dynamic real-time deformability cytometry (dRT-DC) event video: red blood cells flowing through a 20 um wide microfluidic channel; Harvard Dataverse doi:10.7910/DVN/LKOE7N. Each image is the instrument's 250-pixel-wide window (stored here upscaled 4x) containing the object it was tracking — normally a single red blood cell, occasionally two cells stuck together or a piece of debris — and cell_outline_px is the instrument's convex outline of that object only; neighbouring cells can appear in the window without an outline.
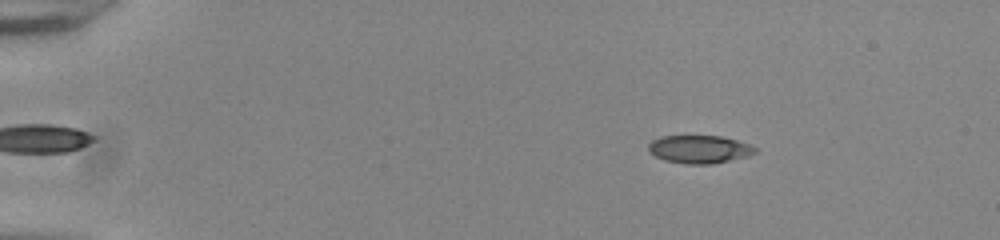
{"species": "common noctule bat (a hibernating species)", "species_latin": "Nyctalus noctula", "temperature_condition": "room temperature", "stored_images_in_passage": 54, "camera_frame_rate_fps": 3000, "um_per_image_px": 0.085, "animal": {"sex": "male", "body_mass_g": 20.0, "forearm_length_mm": 53.3}, "frame": {"image": 1, "passage_image": 9, "time_ms": 2.667, "image_size_px": [1000, 240], "cell_outline_px": [[756, 152], [748, 156], [708, 164], [688, 164], [664, 160], [648, 152], [648, 144], [652, 140], [660, 136], [720, 136], [736, 140], [748, 144], [756, 148]], "centroid_in_image_um": [59.4, 12.68], "position_along_channel_um": 25.6, "area_um2": 17.22}}
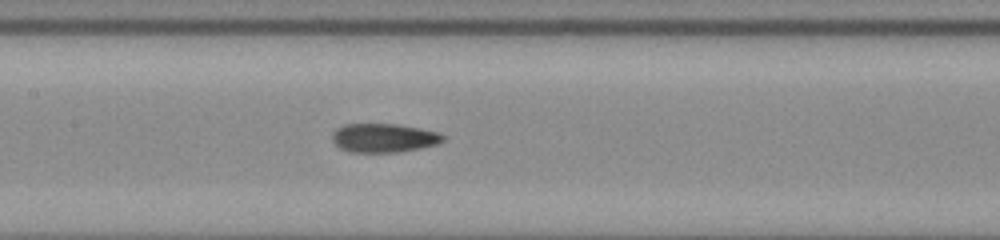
{"frame": {"image": 2, "passage_image": 28, "time_ms": 9.0, "image_size_px": [1000, 240], "cell_outline_px": [[444, 140], [436, 144], [420, 148], [400, 152], [348, 152], [340, 148], [332, 140], [332, 132], [336, 128], [344, 124], [396, 124], [420, 128], [440, 132], [444, 136]], "centroid_in_image_um": [32.61, 11.72], "position_along_channel_um": 174.8, "area_um2": 18.73}}
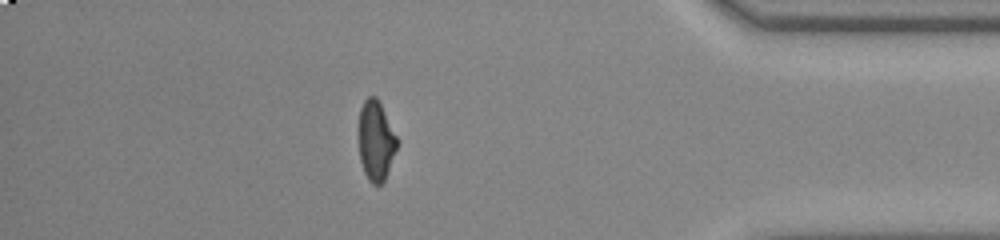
{"frame": {"image": 3, "passage_image": 48, "time_ms": 15.667, "image_size_px": [1000, 240], "cell_outline_px": [[396, 148], [384, 180], [380, 184], [372, 184], [368, 180], [364, 172], [360, 160], [356, 132], [360, 108], [364, 100], [368, 96], [376, 96], [396, 136]], "centroid_in_image_um": [31.87, 11.94], "position_along_channel_um": 403.3, "area_um2": 17.86}, "authors_computed_cell_mechanics": {"area_um2": 18.3226, "velocity_mm_per_s": 3.895, "shape_relaxation_time_tau1_ms": null, "shape_relaxation_time_tau2_ms": 1.5077, "deformation_change_tau1": null, "deformation_change_tau2": 0.0822}}